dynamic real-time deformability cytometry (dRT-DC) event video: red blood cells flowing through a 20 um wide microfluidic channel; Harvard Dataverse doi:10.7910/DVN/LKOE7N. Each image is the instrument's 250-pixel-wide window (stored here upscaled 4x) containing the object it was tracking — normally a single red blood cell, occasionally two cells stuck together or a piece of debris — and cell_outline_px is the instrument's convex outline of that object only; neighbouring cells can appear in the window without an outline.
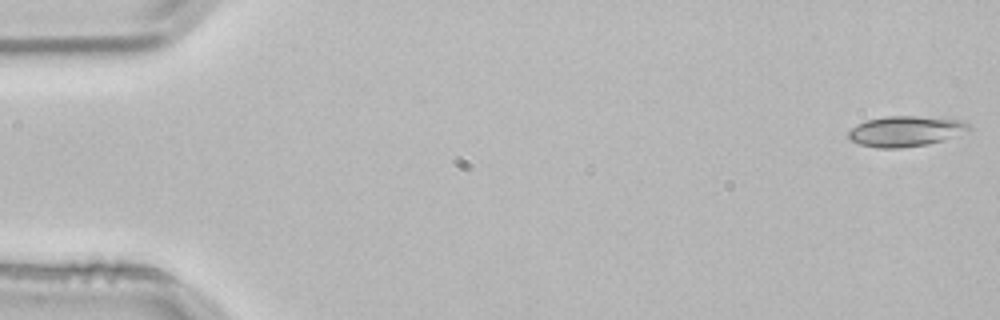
{"species": "common noctule bat (a hibernating species)", "species_latin": "Nyctalus noctula", "temperature_condition": "room temperature", "stored_images_in_passage": 5, "camera_frame_rate_fps": 3000, "um_per_image_px": 0.085, "animal": {"sex": "male", "body_mass_g": 21.5, "forearm_length_mm": 52.0}, "frame": {"image": 1, "passage_image": 1, "time_ms": 0.0, "image_size_px": [1000, 320], "cell_outline_px": [[972, 128], [968, 132], [944, 140], [928, 144], [900, 148], [876, 148], [860, 144], [852, 140], [848, 136], [848, 132], [856, 124], [868, 120], [888, 116], [916, 116], [964, 120]], "centroid_in_image_um": [77.02, 11.15], "position_along_channel_um": 8.0, "area_um2": 21.44}}
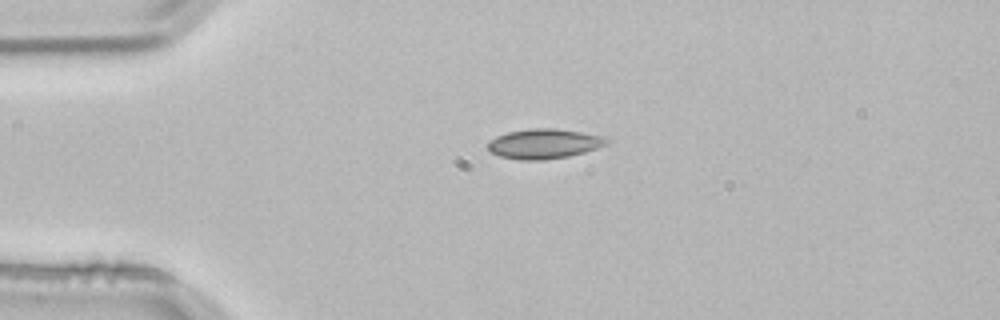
{"frame": {"image": 2, "passage_image": 3, "time_ms": 0.667, "image_size_px": [1000, 320], "cell_outline_px": [[612, 140], [608, 144], [584, 152], [568, 156], [544, 160], [520, 160], [500, 156], [488, 152], [488, 140], [496, 136], [508, 132], [532, 128], [556, 128], [604, 136]], "centroid_in_image_um": [46.24, 12.22], "position_along_channel_um": 38.8, "area_um2": 20.81}}
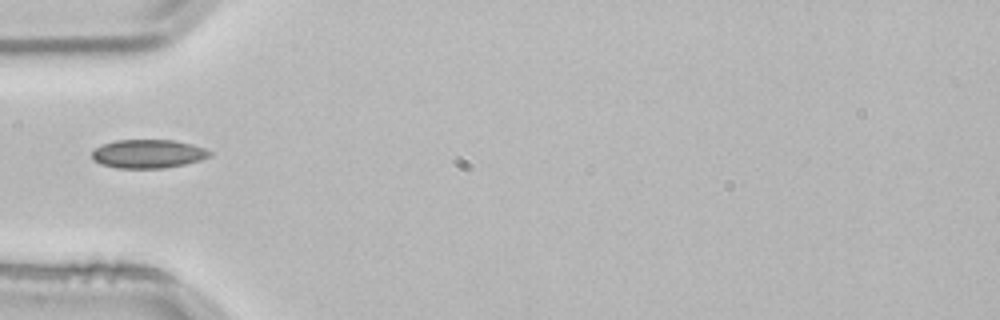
{"frame": {"image": 3, "passage_image": 4, "time_ms": 1.0, "image_size_px": [1000, 320], "cell_outline_px": [[212, 156], [200, 160], [184, 164], [164, 168], [116, 168], [100, 164], [92, 160], [92, 152], [96, 148], [104, 144], [116, 140], [172, 140], [192, 144], [204, 148], [212, 152]], "centroid_in_image_um": [12.59, 13.08], "position_along_channel_um": 72.4, "area_um2": 19.65}}